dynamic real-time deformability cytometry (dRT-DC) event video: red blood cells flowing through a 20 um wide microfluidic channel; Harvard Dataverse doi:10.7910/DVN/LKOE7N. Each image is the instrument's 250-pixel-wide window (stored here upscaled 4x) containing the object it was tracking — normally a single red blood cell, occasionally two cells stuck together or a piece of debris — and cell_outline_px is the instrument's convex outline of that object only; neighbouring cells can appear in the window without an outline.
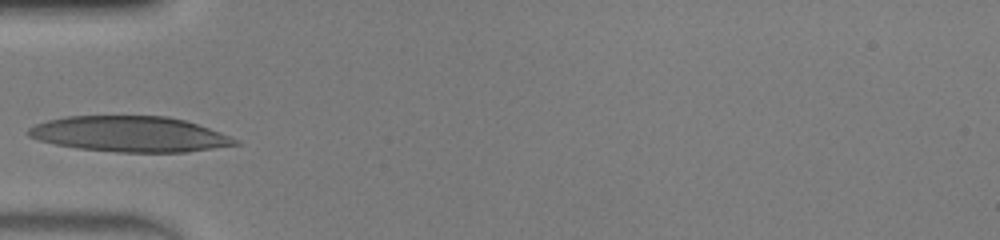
{"species": "human", "species_latin": "Homo sapiens", "temperature_condition": "warm", "stored_images_in_passage": 3, "camera_frame_rate_fps": 3000, "um_per_image_px": 0.085, "donor": {"sex": "male"}, "frame": {"image": 1, "passage_image": 1, "time_ms": 0.0, "image_size_px": [1000, 240], "cell_outline_px": [[240, 144], [188, 152], [116, 152], [76, 148], [56, 144], [40, 140], [28, 136], [28, 128], [36, 124], [48, 120], [64, 116], [168, 116], [184, 120], [232, 136], [240, 140]], "centroid_in_image_um": [11.05, 11.4], "position_along_channel_um": 73.9, "area_um2": 42.83}}